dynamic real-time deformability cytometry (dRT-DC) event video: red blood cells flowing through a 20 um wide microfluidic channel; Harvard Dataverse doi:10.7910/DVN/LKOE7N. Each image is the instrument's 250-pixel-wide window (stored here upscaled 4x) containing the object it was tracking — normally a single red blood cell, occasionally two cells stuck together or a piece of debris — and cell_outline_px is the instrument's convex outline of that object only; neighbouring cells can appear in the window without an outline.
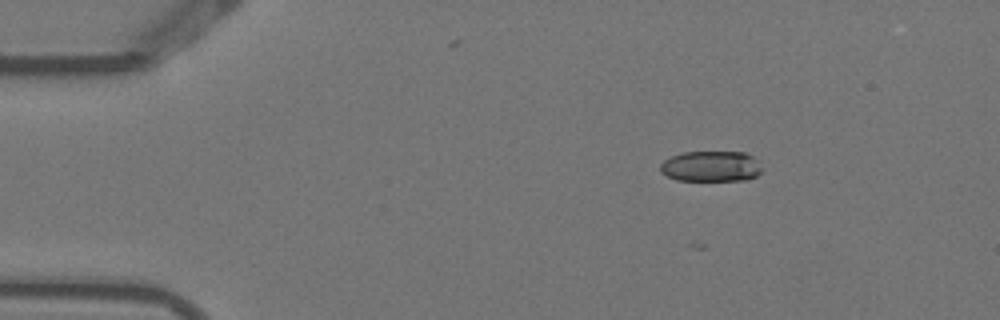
{"species": "Egyptian fruit bat (a non-hibernating species)", "species_latin": "Rousettus aegyptiacus", "temperature_condition": "warm", "stored_images_in_passage": 4, "camera_frame_rate_fps": 3000, "um_per_image_px": 0.085, "animal": {"sex": "female"}, "frame": {"image": 1, "passage_image": 1, "time_ms": 0.0, "image_size_px": [1000, 320], "cell_outline_px": [[760, 172], [756, 176], [744, 180], [676, 180], [660, 172], [660, 164], [664, 160], [672, 156], [684, 152], [744, 152], [752, 156], [756, 160], [760, 168]], "centroid_in_image_um": [60.4, 14.13], "position_along_channel_um": 24.6, "area_um2": 17.98}}
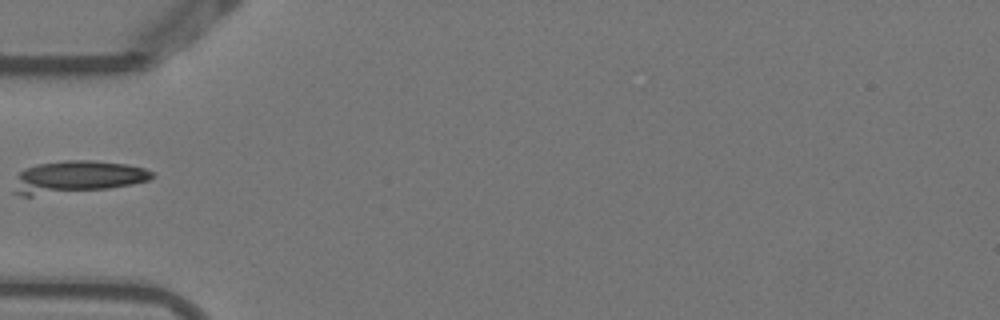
{"frame": {"image": 2, "passage_image": 4, "time_ms": 1.0, "image_size_px": [1000, 320], "cell_outline_px": [[156, 176], [148, 180], [132, 184], [108, 188], [32, 196], [20, 196], [12, 192], [20, 172], [24, 168], [36, 164], [64, 160], [92, 160], [128, 164], [144, 168], [156, 172]], "centroid_in_image_um": [6.57, 15.04], "position_along_channel_um": 78.4, "area_um2": 26.18}}